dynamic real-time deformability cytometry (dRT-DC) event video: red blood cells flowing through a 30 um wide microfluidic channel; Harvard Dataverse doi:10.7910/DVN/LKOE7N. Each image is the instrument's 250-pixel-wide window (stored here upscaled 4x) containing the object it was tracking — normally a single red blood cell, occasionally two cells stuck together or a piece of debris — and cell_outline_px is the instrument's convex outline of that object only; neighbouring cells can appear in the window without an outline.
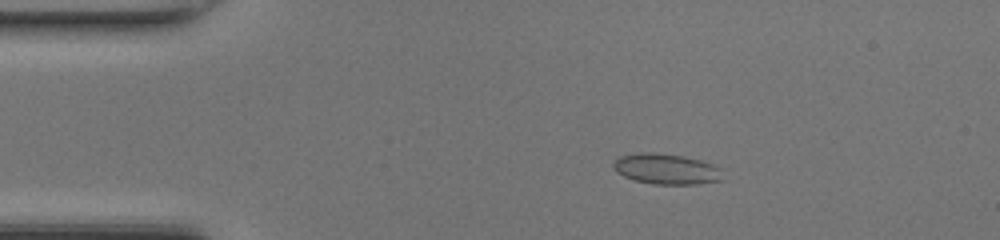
{"species": "common noctule bat (a hibernating species)", "species_latin": "Nyctalus noctula", "temperature_condition": "room temperature", "stored_images_in_passage": 48, "camera_frame_rate_fps": 3000, "um_per_image_px": 0.085, "animal": {"sex": "female", "body_mass_g": 17.0, "forearm_length_mm": 48.0}, "frame": {"image": 1, "passage_image": 9, "time_ms": 2.667, "image_size_px": [1000, 240], "cell_outline_px": [[724, 180], [696, 184], [652, 184], [636, 180], [624, 176], [616, 172], [612, 168], [612, 164], [620, 156], [640, 152], [652, 152], [684, 156], [700, 160], [712, 164], [720, 168]], "centroid_in_image_um": [56.64, 14.36], "position_along_channel_um": 28.4, "area_um2": 19.54}}
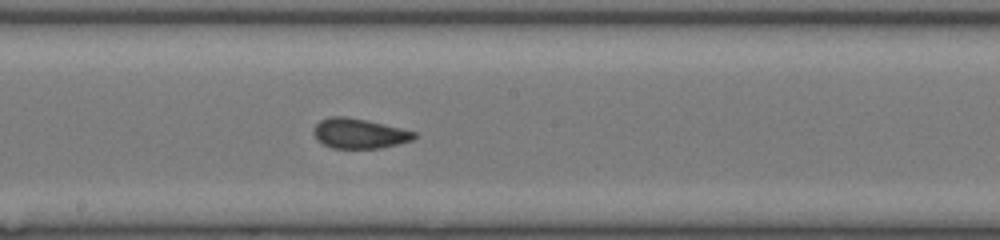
{"frame": {"image": 2, "passage_image": 26, "time_ms": 8.333, "image_size_px": [1000, 240], "cell_outline_px": [[416, 136], [412, 140], [400, 144], [380, 148], [332, 148], [316, 140], [312, 132], [316, 124], [320, 120], [332, 116], [344, 116], [384, 124], [416, 132]], "centroid_in_image_um": [30.51, 11.35], "position_along_channel_um": 217.7, "area_um2": 17.51}}
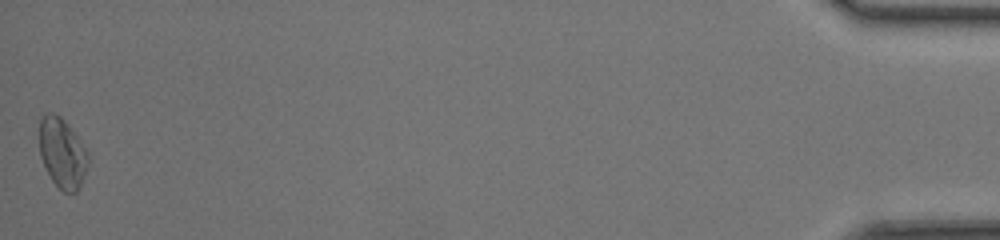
{"frame": {"image": 3, "passage_image": 48, "time_ms": 15.667, "image_size_px": [1000, 240], "cell_outline_px": [[88, 164], [80, 188], [76, 192], [64, 192], [52, 180], [40, 156], [40, 120], [48, 112], [52, 112], [60, 116], [76, 136], [88, 152]], "centroid_in_image_um": [5.3, 13.03], "position_along_channel_um": 429.9, "area_um2": 19.42}, "authors_computed_cell_mechanics": {"area_um2": 18.0914, "velocity_mm_per_s": 4.3263, "shape_relaxation_time_tau1_ms": null, "shape_relaxation_time_tau2_ms": 1.1103, "deformation_change_tau1": null, "deformation_change_tau2": 0.0586}}